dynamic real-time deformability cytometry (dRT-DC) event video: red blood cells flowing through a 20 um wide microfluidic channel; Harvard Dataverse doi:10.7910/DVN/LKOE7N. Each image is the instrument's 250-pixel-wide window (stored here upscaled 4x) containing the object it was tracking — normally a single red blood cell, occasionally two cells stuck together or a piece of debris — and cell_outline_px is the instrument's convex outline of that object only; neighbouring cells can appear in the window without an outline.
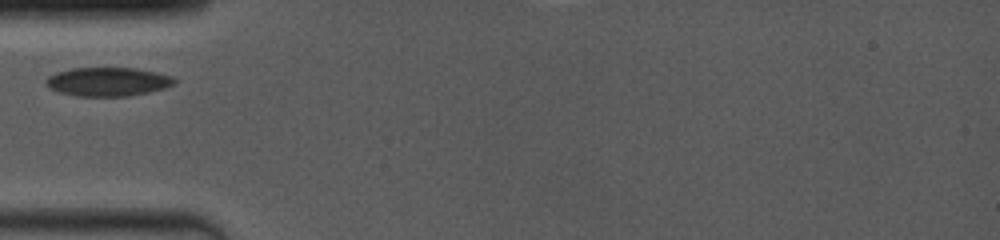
{"species": "common noctule bat (a hibernating species)", "species_latin": "Nyctalus noctula", "temperature_condition": "room temperature", "stored_images_in_passage": 19, "camera_frame_rate_fps": 4000, "um_per_image_px": 0.085, "animal": {"sex": "female", "body_mass_g": 19.0, "forearm_length_mm": 53.3}, "frame": {"image": 1, "passage_image": 1, "time_ms": 0.0, "image_size_px": [1000, 240], "cell_outline_px": [[176, 84], [164, 88], [148, 92], [128, 96], [76, 96], [60, 92], [44, 84], [44, 80], [48, 76], [56, 72], [72, 68], [136, 68], [156, 72], [172, 76], [176, 80]], "centroid_in_image_um": [9.17, 6.94], "position_along_channel_um": 75.8, "area_um2": 21.56}}
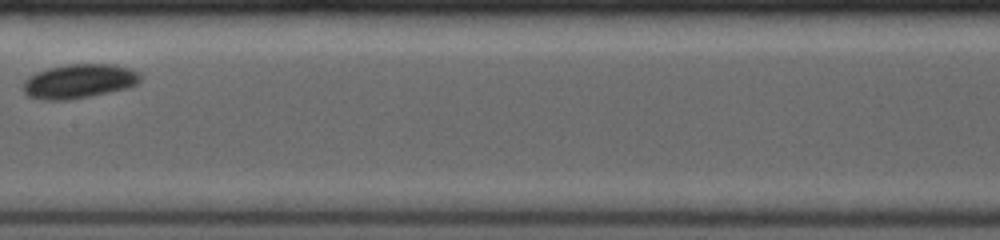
{"frame": {"image": 2, "passage_image": 7, "time_ms": 3.25, "image_size_px": [1000, 240], "cell_outline_px": [[140, 80], [136, 84], [128, 88], [68, 100], [44, 100], [28, 96], [24, 92], [24, 80], [28, 76], [36, 72], [48, 68], [68, 64], [116, 64], [128, 68], [136, 72], [140, 76]], "centroid_in_image_um": [6.69, 6.9], "position_along_channel_um": 200.7, "area_um2": 23.24}}
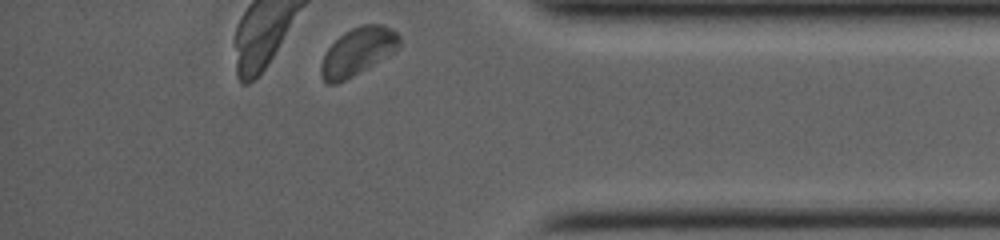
{"frame": {"image": 3, "passage_image": 18, "time_ms": 8.75, "image_size_px": [1000, 240], "cell_outline_px": [[400, 48], [396, 52], [352, 76], [336, 84], [328, 84], [324, 80], [320, 72], [320, 64], [328, 48], [344, 32], [352, 28], [364, 24], [380, 24], [392, 28], [400, 36]], "centroid_in_image_um": [30.44, 4.37], "position_along_channel_um": 404.8, "area_um2": 21.73}}